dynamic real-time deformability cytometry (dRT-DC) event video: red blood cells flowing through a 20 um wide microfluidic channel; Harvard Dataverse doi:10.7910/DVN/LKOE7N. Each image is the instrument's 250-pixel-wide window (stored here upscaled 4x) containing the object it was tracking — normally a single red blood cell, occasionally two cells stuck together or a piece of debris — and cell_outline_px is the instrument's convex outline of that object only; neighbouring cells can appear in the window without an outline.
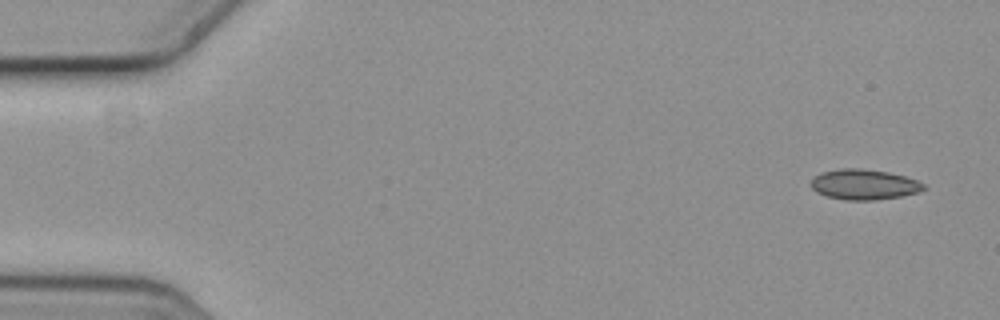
{"species": "common noctule bat (a hibernating species)", "species_latin": "Nyctalus noctula", "temperature_condition": "cold", "stored_images_in_passage": 3, "camera_frame_rate_fps": 3000, "um_per_image_px": 0.085, "animal": {"sex": "female", "body_mass_g": 19.3, "forearm_length_mm": 54.1}, "frame": {"image": 1, "passage_image": 1, "time_ms": 0.0, "image_size_px": [1000, 320], "cell_outline_px": [[924, 188], [920, 192], [900, 196], [876, 200], [844, 200], [828, 196], [816, 192], [812, 188], [812, 180], [820, 172], [840, 168], [860, 168], [888, 172], [904, 176], [916, 180], [924, 184]], "centroid_in_image_um": [73.44, 15.68], "position_along_channel_um": 11.6, "area_um2": 19.83}}